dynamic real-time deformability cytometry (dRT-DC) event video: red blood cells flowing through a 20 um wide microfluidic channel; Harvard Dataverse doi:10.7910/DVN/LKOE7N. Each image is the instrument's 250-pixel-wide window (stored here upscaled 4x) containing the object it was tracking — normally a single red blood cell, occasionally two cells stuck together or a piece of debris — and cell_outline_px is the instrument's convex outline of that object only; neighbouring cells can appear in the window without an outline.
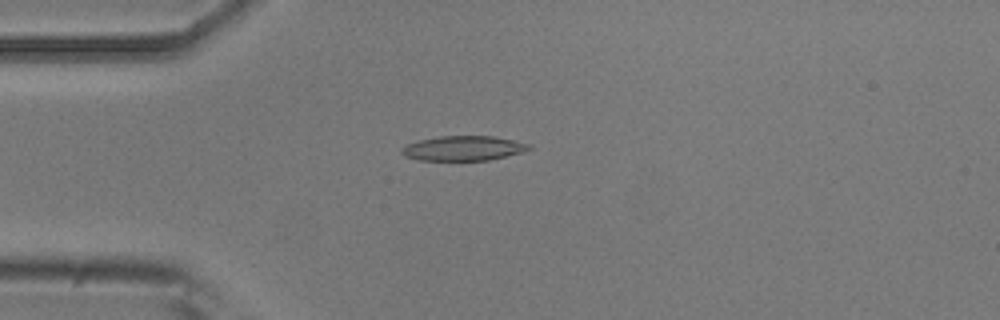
{"species": "common noctule bat (a hibernating species)", "species_latin": "Nyctalus noctula", "temperature_condition": "room temperature", "stored_images_in_passage": 39, "camera_frame_rate_fps": 3000, "um_per_image_px": 0.085, "animal": {"sex": "male", "body_mass_g": 20.5, "forearm_length_mm": 52.5}, "frame": {"image": 1, "passage_image": 1, "time_ms": 0.0, "image_size_px": [1000, 320], "cell_outline_px": [[532, 148], [520, 152], [488, 160], [420, 160], [404, 156], [400, 152], [400, 148], [408, 144], [420, 140], [440, 136], [492, 136], [512, 140], [528, 144]], "centroid_in_image_um": [39.32, 12.6], "position_along_channel_um": 45.7, "area_um2": 18.03}}
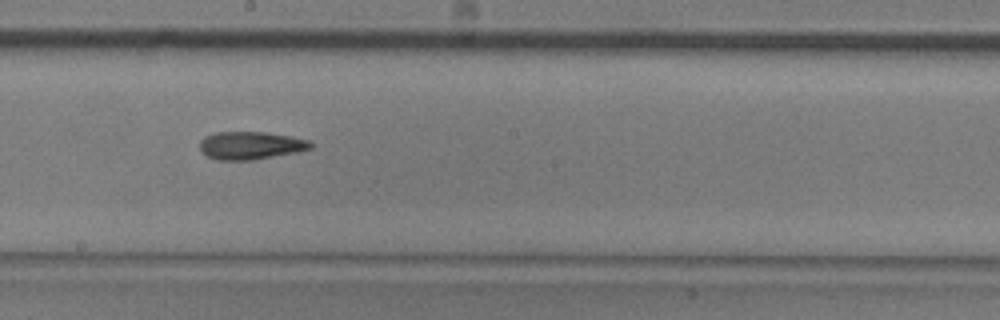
{"frame": {"image": 2, "passage_image": 16, "time_ms": 5.0, "image_size_px": [1000, 320], "cell_outline_px": [[316, 144], [312, 148], [296, 152], [252, 160], [216, 160], [208, 156], [200, 148], [200, 140], [204, 136], [216, 132], [264, 132], [292, 136], [308, 140]], "centroid_in_image_um": [21.33, 12.36], "position_along_channel_um": 226.9, "area_um2": 18.03}}
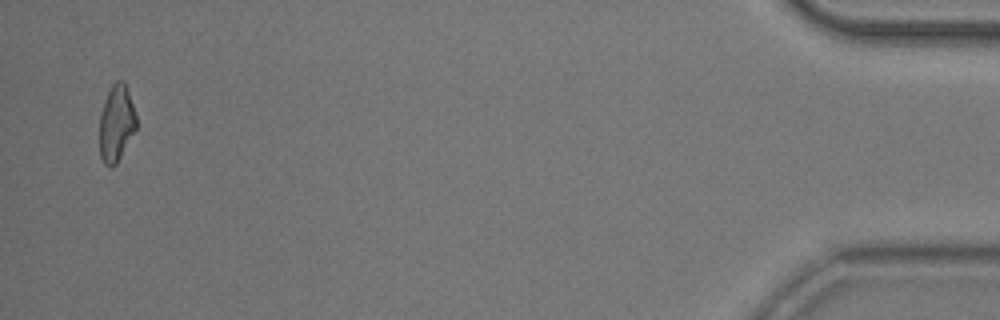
{"frame": {"image": 3, "passage_image": 38, "time_ms": 12.333, "image_size_px": [1000, 320], "cell_outline_px": [[136, 128], [116, 164], [112, 168], [108, 168], [104, 164], [100, 156], [100, 116], [104, 100], [112, 84], [116, 80], [124, 80], [136, 116]], "centroid_in_image_um": [9.87, 10.49], "position_along_channel_um": 425.3, "area_um2": 16.24}, "authors_computed_cell_mechanics": {"area_um2": 17.629, "velocity_mm_per_s": 3.9115, "shape_relaxation_time_tau1_ms": 9.4244, "shape_relaxation_time_tau2_ms": 3.8567, "deformation_change_tau1": 0.2103, "deformation_change_tau2": 0.1341}}